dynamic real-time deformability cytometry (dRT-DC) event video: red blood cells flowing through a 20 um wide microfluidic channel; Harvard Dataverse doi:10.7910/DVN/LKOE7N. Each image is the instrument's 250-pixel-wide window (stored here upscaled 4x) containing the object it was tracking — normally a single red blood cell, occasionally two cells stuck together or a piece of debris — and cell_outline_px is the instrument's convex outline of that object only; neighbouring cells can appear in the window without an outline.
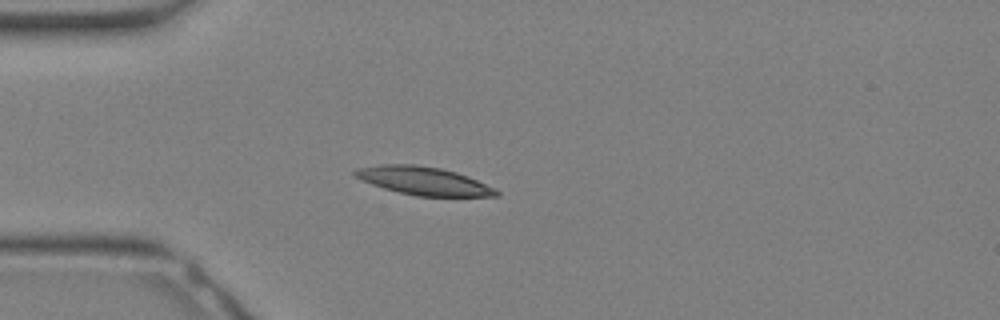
{"species": "Egyptian fruit bat (a non-hibernating species)", "species_latin": "Rousettus aegyptiacus", "temperature_condition": "warm", "stored_images_in_passage": 23, "camera_frame_rate_fps": 3000, "um_per_image_px": 0.085, "animal": {"sex": "female"}, "frame": {"image": 1, "passage_image": 1, "time_ms": 0.0, "image_size_px": [1000, 320], "cell_outline_px": [[500, 192], [496, 196], [416, 196], [384, 188], [372, 184], [356, 176], [352, 172], [356, 168], [380, 164], [412, 164], [440, 168], [456, 172], [468, 176], [496, 188]], "centroid_in_image_um": [36.02, 15.37], "position_along_channel_um": 49.0, "area_um2": 23.0}}
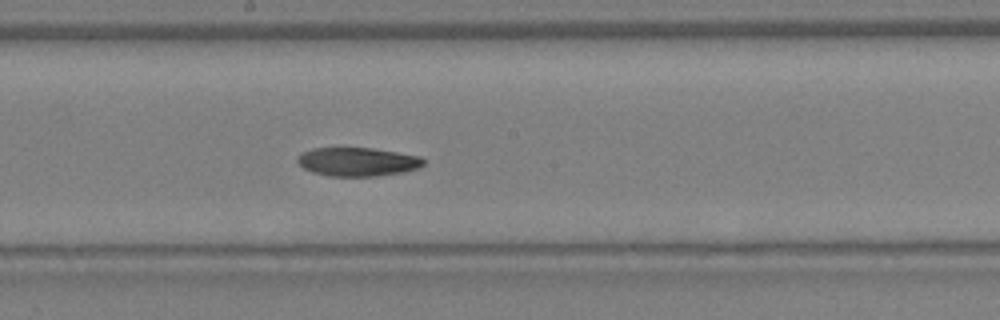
{"frame": {"image": 2, "passage_image": 10, "time_ms": 3.0, "image_size_px": [1000, 320], "cell_outline_px": [[424, 164], [416, 168], [404, 172], [376, 176], [328, 176], [312, 172], [304, 168], [296, 160], [304, 152], [312, 148], [372, 148], [420, 156], [424, 160]], "centroid_in_image_um": [30.4, 13.75], "position_along_channel_um": 217.8, "area_um2": 20.87}}
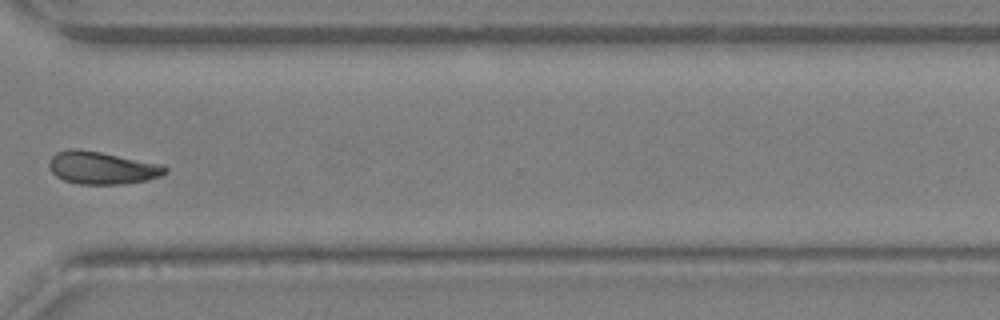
{"frame": {"image": 3, "passage_image": 17, "time_ms": 5.333, "image_size_px": [1000, 320], "cell_outline_px": [[168, 172], [160, 176], [148, 180], [124, 184], [80, 184], [64, 180], [56, 176], [52, 172], [48, 164], [52, 156], [56, 152], [68, 148], [80, 148], [160, 164], [168, 168]], "centroid_in_image_um": [8.65, 14.26], "position_along_channel_um": 361.9, "area_um2": 22.08}}